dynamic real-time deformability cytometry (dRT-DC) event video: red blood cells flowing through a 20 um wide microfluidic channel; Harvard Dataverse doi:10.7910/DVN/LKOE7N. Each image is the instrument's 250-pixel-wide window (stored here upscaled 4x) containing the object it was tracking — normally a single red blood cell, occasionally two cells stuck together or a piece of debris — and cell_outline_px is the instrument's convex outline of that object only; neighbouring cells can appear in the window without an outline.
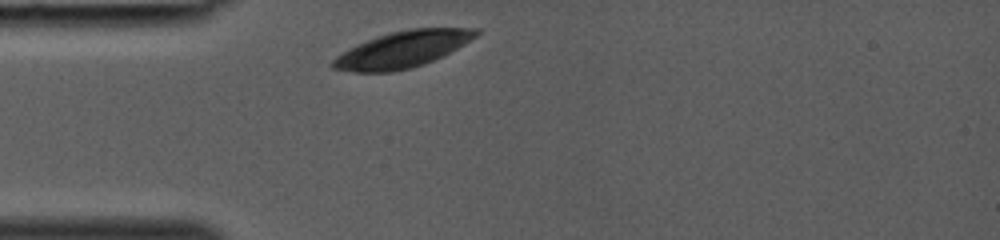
{"species": "common noctule bat (a hibernating species)", "species_latin": "Nyctalus noctula", "temperature_condition": "room temperature", "stored_images_in_passage": 4, "camera_frame_rate_fps": 3000, "um_per_image_px": 0.085, "animal": {"sex": "female", "body_mass_g": 19.0, "forearm_length_mm": 53.3}, "frame": {"image": 1, "passage_image": 1, "time_ms": 0.0, "image_size_px": [1000, 240], "cell_outline_px": [[480, 32], [476, 36], [464, 44], [424, 64], [412, 68], [392, 72], [356, 72], [332, 68], [328, 64], [336, 56], [348, 48], [356, 44], [376, 36], [408, 28], [480, 28]], "centroid_in_image_um": [34.16, 4.2], "position_along_channel_um": 50.8, "area_um2": 30.29}}
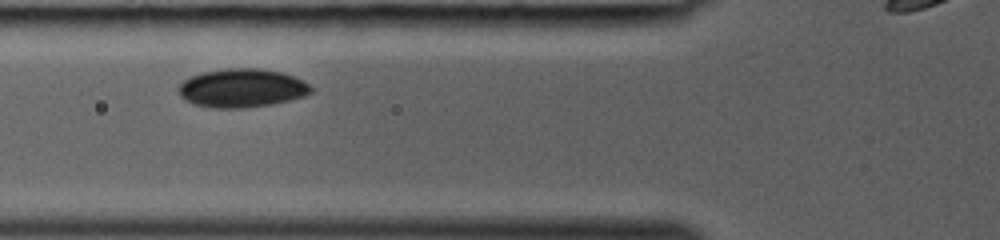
{"frame": {"image": 2, "passage_image": 3, "time_ms": 0.667, "image_size_px": [1000, 240], "cell_outline_px": [[312, 92], [304, 96], [272, 104], [244, 108], [216, 108], [196, 104], [184, 100], [180, 96], [176, 88], [184, 80], [192, 76], [204, 72], [228, 68], [256, 68], [280, 72], [292, 76], [308, 84], [312, 88]], "centroid_in_image_um": [20.53, 7.49], "position_along_channel_um": 105.3, "area_um2": 29.54}}
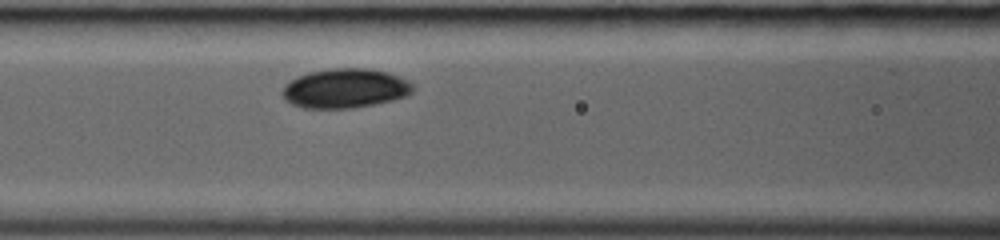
{"frame": {"image": 3, "passage_image": 4, "time_ms": 1.0, "image_size_px": [1000, 240], "cell_outline_px": [[416, 88], [412, 92], [404, 96], [392, 100], [352, 108], [304, 108], [292, 104], [284, 100], [280, 92], [284, 84], [296, 76], [308, 72], [332, 68], [368, 68], [388, 72], [408, 80], [416, 84]], "centroid_in_image_um": [29.31, 7.5], "position_along_channel_um": 137.3, "area_um2": 30.35}}